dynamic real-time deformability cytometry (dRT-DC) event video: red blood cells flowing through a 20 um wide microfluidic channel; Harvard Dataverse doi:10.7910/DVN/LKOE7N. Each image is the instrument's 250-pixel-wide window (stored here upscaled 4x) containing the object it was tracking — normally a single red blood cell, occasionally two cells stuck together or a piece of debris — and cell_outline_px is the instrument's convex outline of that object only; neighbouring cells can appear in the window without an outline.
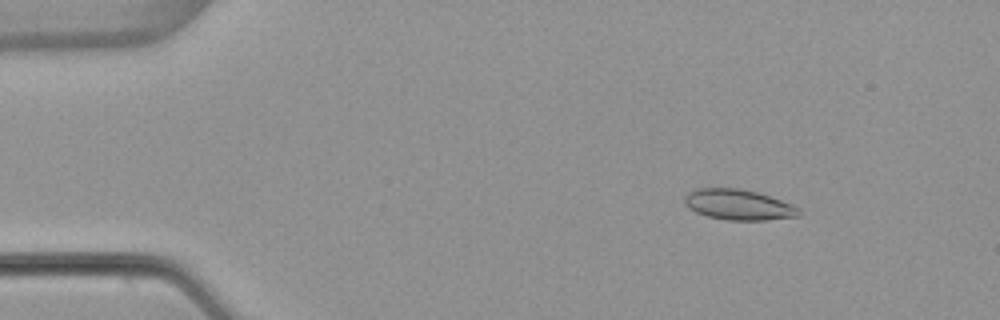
{"species": "common noctule bat (a hibernating species)", "species_latin": "Nyctalus noctula", "temperature_condition": "warm", "stored_images_in_passage": 49, "camera_frame_rate_fps": 3000, "um_per_image_px": 0.085, "animal": {"sex": "female", "body_mass_g": 22.7, "forearm_length_mm": 54.2}, "frame": {"image": 1, "passage_image": 3, "time_ms": 0.667, "image_size_px": [1000, 320], "cell_outline_px": [[800, 216], [764, 220], [728, 220], [708, 216], [696, 212], [688, 208], [684, 200], [684, 196], [688, 192], [696, 188], [736, 188], [756, 192], [792, 204], [800, 208]], "centroid_in_image_um": [62.75, 17.4], "position_along_channel_um": 22.2, "area_um2": 20.23}}
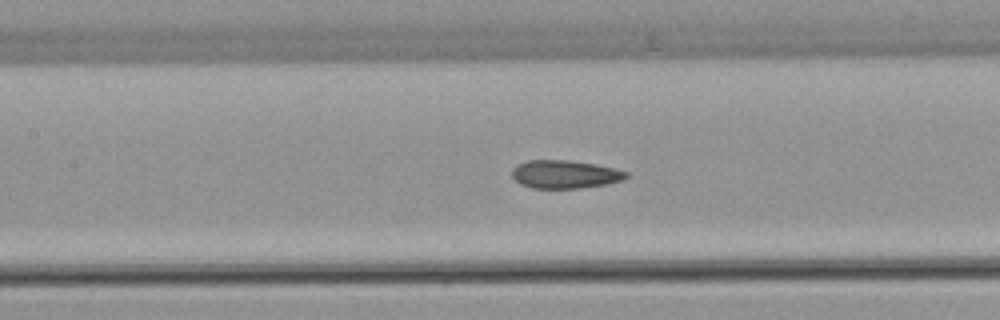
{"frame": {"image": 2, "passage_image": 20, "time_ms": 6.333, "image_size_px": [1000, 320], "cell_outline_px": [[628, 176], [624, 180], [608, 184], [580, 188], [532, 188], [520, 184], [512, 176], [512, 168], [528, 160], [568, 160], [592, 164], [612, 168], [628, 172]], "centroid_in_image_um": [48.02, 14.82], "position_along_channel_um": 159.4, "area_um2": 18.61}}
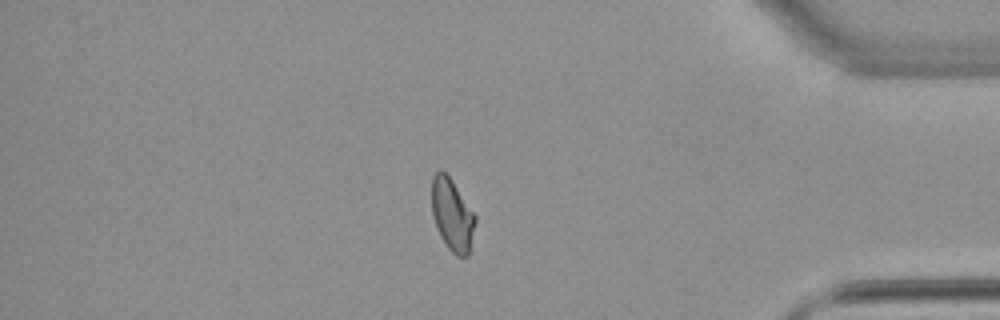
{"frame": {"image": 3, "passage_image": 41, "time_ms": 13.333, "image_size_px": [1000, 320], "cell_outline_px": [[476, 220], [468, 256], [456, 256], [448, 248], [440, 236], [432, 212], [432, 176], [436, 172], [444, 172], [452, 180], [476, 216]], "centroid_in_image_um": [38.44, 18.27], "position_along_channel_um": 396.8, "area_um2": 17.98}, "authors_computed_cell_mechanics": {"area_um2": 19.074, "velocity_mm_per_s": 3.8631, "shape_relaxation_time_tau1_ms": null, "shape_relaxation_time_tau2_ms": 1.7161, "deformation_change_tau1": null, "deformation_change_tau2": 0.0613}}